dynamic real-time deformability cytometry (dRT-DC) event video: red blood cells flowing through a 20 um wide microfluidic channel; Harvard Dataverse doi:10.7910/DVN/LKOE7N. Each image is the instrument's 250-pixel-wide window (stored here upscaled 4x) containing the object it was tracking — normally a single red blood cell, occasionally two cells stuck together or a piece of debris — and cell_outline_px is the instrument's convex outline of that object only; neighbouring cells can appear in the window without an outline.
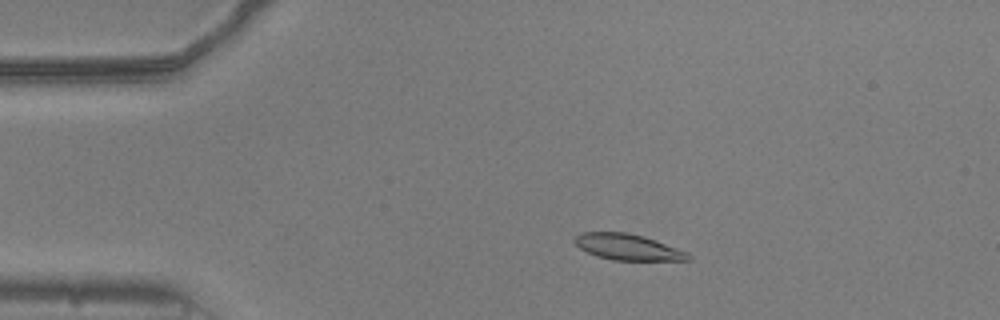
{"species": "common noctule bat (a hibernating species)", "species_latin": "Nyctalus noctula", "temperature_condition": "warm", "stored_images_in_passage": 52, "camera_frame_rate_fps": 3000, "um_per_image_px": 0.085, "animal": {"sex": "male", "body_mass_g": 20.5, "forearm_length_mm": 52.5}, "frame": {"image": 1, "passage_image": 9, "time_ms": 2.667, "image_size_px": [1000, 320], "cell_outline_px": [[692, 260], [612, 260], [596, 256], [580, 248], [572, 240], [580, 232], [624, 232], [644, 236], [688, 252], [692, 256]], "centroid_in_image_um": [53.36, 21.0], "position_along_channel_um": 31.6, "area_um2": 17.22}}
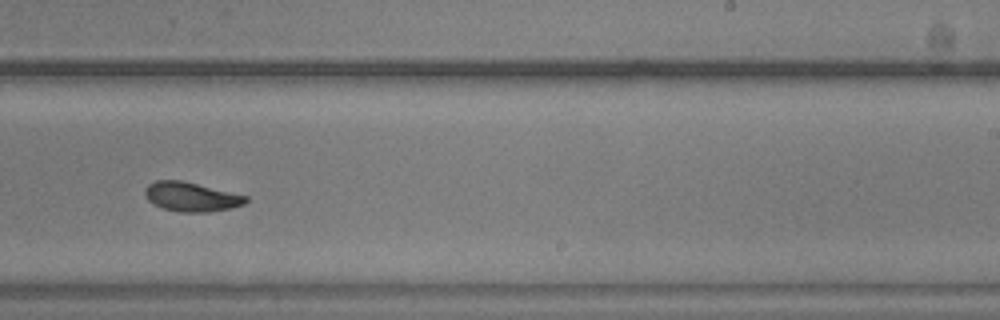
{"frame": {"image": 2, "passage_image": 32, "time_ms": 10.333, "image_size_px": [1000, 320], "cell_outline_px": [[248, 200], [244, 204], [232, 208], [208, 212], [180, 212], [164, 208], [148, 200], [144, 196], [144, 192], [148, 184], [156, 180], [180, 180], [248, 196]], "centroid_in_image_um": [16.26, 16.73], "position_along_channel_um": 272.7, "area_um2": 17.05}}
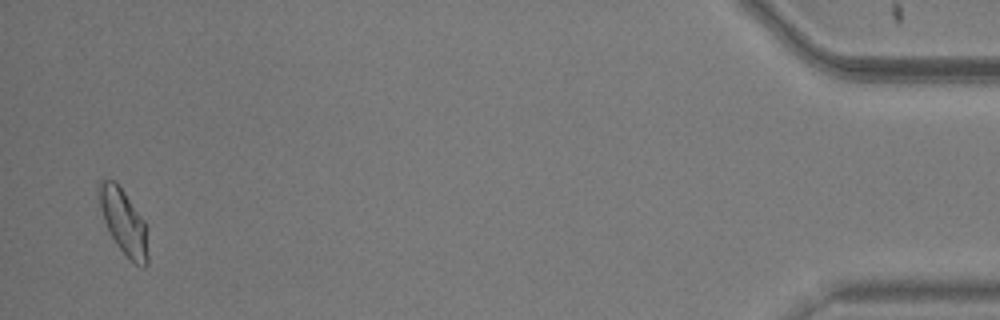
{"frame": {"image": 3, "passage_image": 51, "time_ms": 16.667, "image_size_px": [1000, 320], "cell_outline_px": [[148, 264], [144, 268], [136, 264], [116, 244], [104, 220], [100, 204], [100, 180], [116, 180], [144, 220], [148, 256]], "centroid_in_image_um": [10.53, 18.86], "position_along_channel_um": 424.7, "area_um2": 17.86}, "authors_computed_cell_mechanics": {"area_um2": 17.4556, "velocity_mm_per_s": 3.7601, "shape_relaxation_time_tau1_ms": 5.0935, "shape_relaxation_time_tau2_ms": 2.7716, "deformation_change_tau1": 0.1521, "deformation_change_tau2": 0.0724}}